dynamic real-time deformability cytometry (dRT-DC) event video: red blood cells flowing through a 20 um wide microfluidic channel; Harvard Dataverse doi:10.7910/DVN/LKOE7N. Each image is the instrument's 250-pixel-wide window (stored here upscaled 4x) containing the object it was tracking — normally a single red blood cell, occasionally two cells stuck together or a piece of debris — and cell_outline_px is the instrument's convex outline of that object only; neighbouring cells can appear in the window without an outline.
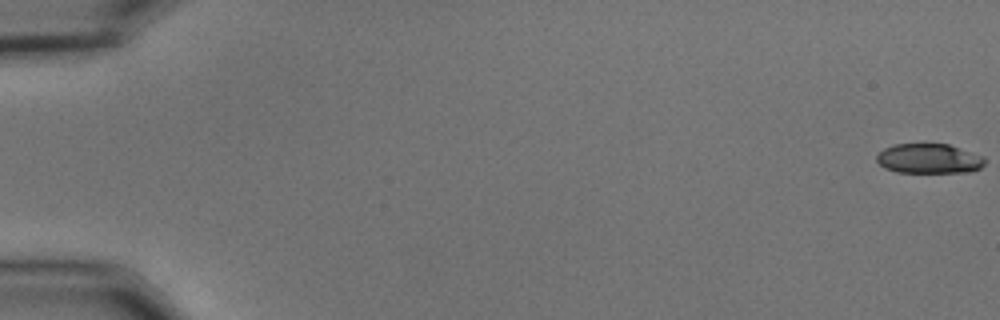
{"species": "common noctule bat (a hibernating species)", "species_latin": "Nyctalus noctula", "temperature_condition": "cold", "stored_images_in_passage": 57, "camera_frame_rate_fps": 3000, "um_per_image_px": 0.085, "animal": {"sex": "male", "body_mass_g": 15.6}, "frame": {"image": 1, "passage_image": 1, "time_ms": 0.0, "image_size_px": [1000, 320], "cell_outline_px": [[984, 164], [980, 168], [968, 172], [896, 172], [884, 168], [876, 160], [876, 156], [884, 148], [892, 144], [924, 140], [948, 144], [984, 156]], "centroid_in_image_um": [78.92, 13.42], "position_along_channel_um": 6.1, "area_um2": 19.54}}
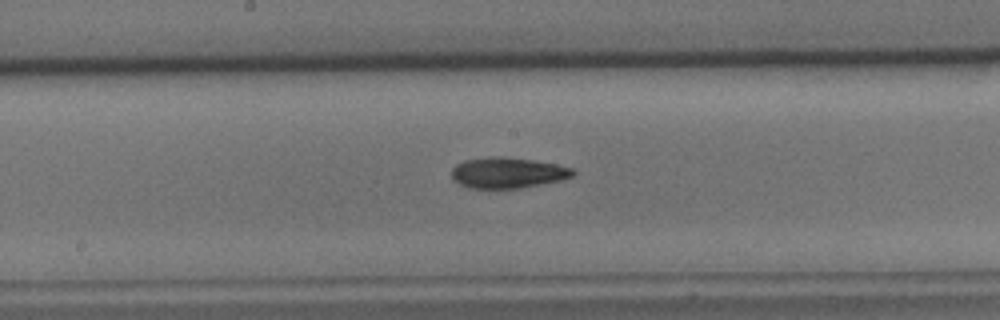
{"frame": {"image": 2, "passage_image": 31, "time_ms": 10.0, "image_size_px": [1000, 320], "cell_outline_px": [[576, 172], [572, 176], [560, 180], [520, 188], [468, 188], [452, 180], [452, 168], [456, 164], [464, 160], [492, 156], [504, 156], [532, 160], [556, 164], [572, 168]], "centroid_in_image_um": [43.11, 14.68], "position_along_channel_um": 205.1, "area_um2": 21.73}}
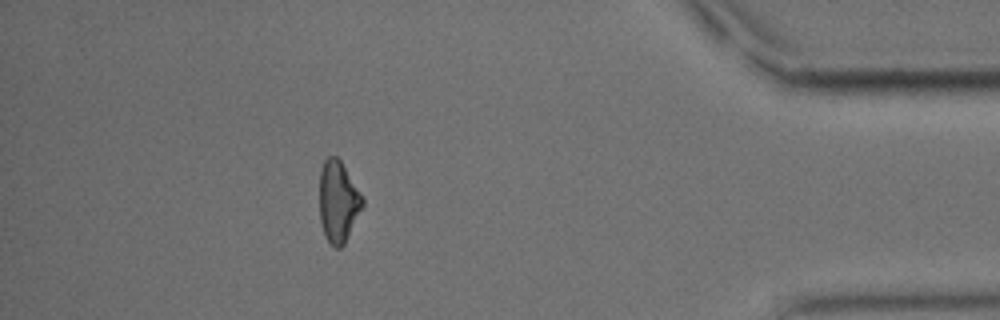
{"frame": {"image": 3, "passage_image": 51, "time_ms": 16.667, "image_size_px": [1000, 320], "cell_outline_px": [[364, 204], [344, 244], [340, 248], [336, 248], [324, 236], [320, 220], [320, 168], [324, 160], [328, 156], [336, 156], [340, 160], [364, 200]], "centroid_in_image_um": [28.72, 17.13], "position_along_channel_um": 406.5, "area_um2": 20.11}, "authors_computed_cell_mechanics": {"area_um2": 20.7502, "velocity_mm_per_s": 3.6474, "shape_relaxation_time_tau1_ms": 4.6432, "shape_relaxation_time_tau2_ms": 5.5482, "deformation_change_tau1": 0.1546, "deformation_change_tau2": 0.1498}}